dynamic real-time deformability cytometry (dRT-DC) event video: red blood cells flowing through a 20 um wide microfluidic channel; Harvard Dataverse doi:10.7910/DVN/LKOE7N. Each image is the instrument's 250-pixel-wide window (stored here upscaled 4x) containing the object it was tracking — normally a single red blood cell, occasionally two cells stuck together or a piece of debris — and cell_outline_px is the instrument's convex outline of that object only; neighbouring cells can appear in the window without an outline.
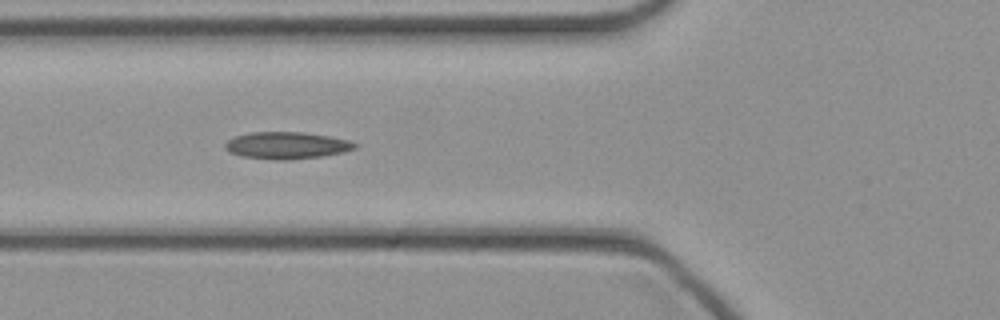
{"species": "common noctule bat (a hibernating species)", "species_latin": "Nyctalus noctula", "temperature_condition": "cold", "stored_images_in_passage": 12, "camera_frame_rate_fps": 3000, "um_per_image_px": 0.085, "animal": {"sex": "female", "body_mass_g": 21.9}, "frame": {"image": 1, "passage_image": 6, "time_ms": 1.667, "image_size_px": [1000, 320], "cell_outline_px": [[360, 144], [356, 148], [344, 152], [320, 156], [292, 160], [276, 160], [244, 156], [232, 152], [224, 148], [224, 144], [228, 140], [236, 136], [252, 132], [304, 132], [328, 136], [348, 140]], "centroid_in_image_um": [24.41, 12.36], "position_along_channel_um": 101.4, "area_um2": 20.29}}